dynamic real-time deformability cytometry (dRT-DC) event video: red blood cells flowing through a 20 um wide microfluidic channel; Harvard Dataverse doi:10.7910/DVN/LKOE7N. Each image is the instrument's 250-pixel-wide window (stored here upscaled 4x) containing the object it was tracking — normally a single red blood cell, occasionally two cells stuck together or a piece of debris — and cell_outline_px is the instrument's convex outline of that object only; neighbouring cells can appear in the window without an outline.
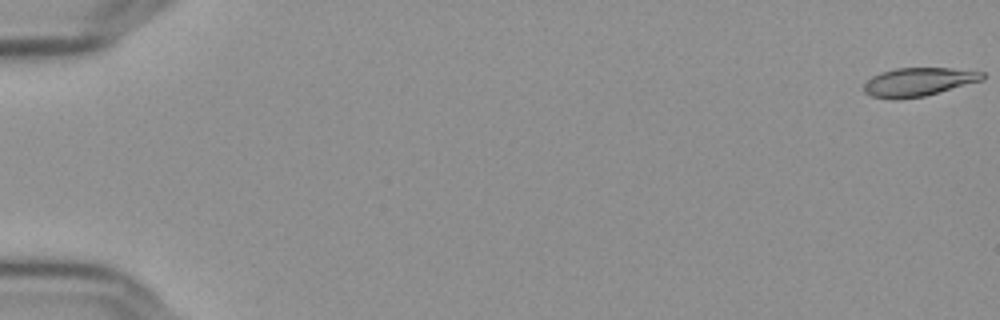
{"species": "Egyptian fruit bat (a non-hibernating species)", "species_latin": "Rousettus aegyptiacus", "temperature_condition": "cold", "stored_images_in_passage": 57, "camera_frame_rate_fps": 3000, "um_per_image_px": 0.085, "frame": {"image": 1, "passage_image": 1, "time_ms": 0.0, "image_size_px": [1000, 320], "cell_outline_px": [[984, 80], [924, 96], [896, 100], [892, 100], [872, 96], [864, 92], [864, 84], [872, 76], [880, 72], [896, 68], [952, 68], [984, 72]], "centroid_in_image_um": [78.06, 6.97], "position_along_channel_um": 6.9, "area_um2": 19.77}}
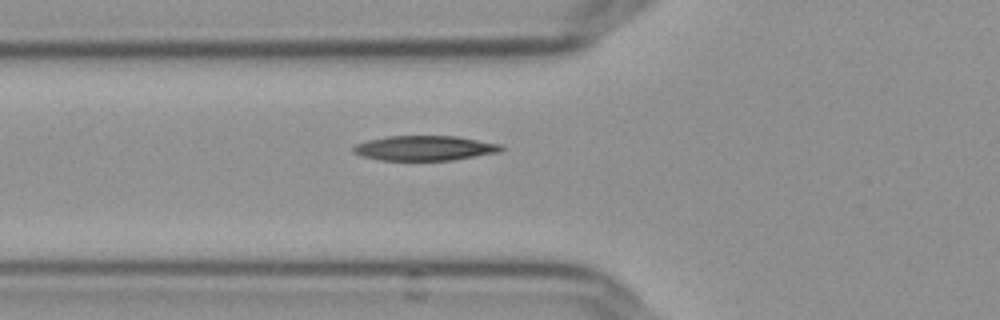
{"frame": {"image": 2, "passage_image": 22, "time_ms": 7.0, "image_size_px": [1000, 320], "cell_outline_px": [[504, 148], [500, 152], [452, 160], [380, 160], [360, 156], [352, 152], [352, 148], [356, 144], [368, 140], [388, 136], [456, 136], [500, 144]], "centroid_in_image_um": [36.07, 12.59], "position_along_channel_um": 89.7, "area_um2": 21.39}}
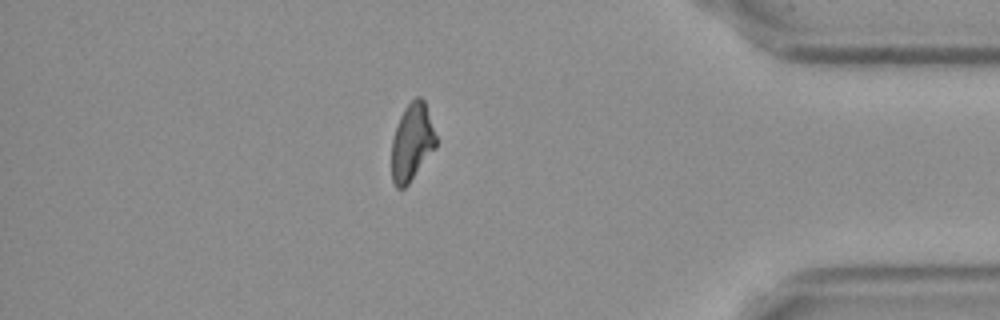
{"frame": {"image": 3, "passage_image": 50, "time_ms": 16.333, "image_size_px": [1000, 320], "cell_outline_px": [[436, 148], [408, 184], [404, 188], [396, 188], [392, 180], [392, 140], [400, 116], [404, 108], [416, 96], [420, 96], [424, 100], [436, 136]], "centroid_in_image_um": [35.01, 12.09], "position_along_channel_um": 400.2, "area_um2": 19.83}, "authors_computed_cell_mechanics": {"area_um2": 21.0392, "velocity_mm_per_s": 3.6364, "shape_relaxation_time_tau1_ms": 9.6942, "shape_relaxation_time_tau2_ms": 3.593, "deformation_change_tau1": 0.2505, "deformation_change_tau2": 0.1144}}